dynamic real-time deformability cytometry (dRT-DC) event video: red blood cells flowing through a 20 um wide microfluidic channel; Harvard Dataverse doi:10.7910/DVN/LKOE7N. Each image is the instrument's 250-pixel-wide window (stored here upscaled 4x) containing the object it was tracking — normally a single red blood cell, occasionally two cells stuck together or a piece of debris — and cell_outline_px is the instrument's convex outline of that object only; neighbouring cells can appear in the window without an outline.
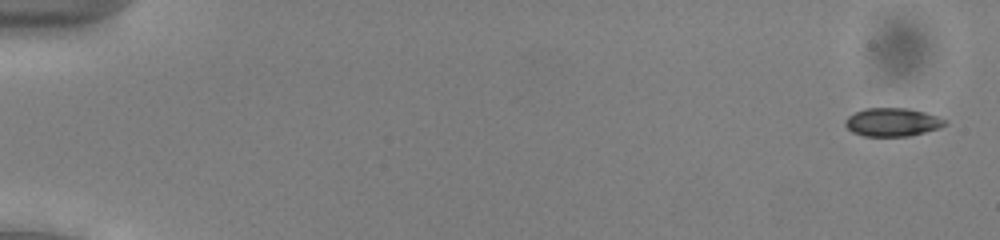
{"species": "common noctule bat (a hibernating species)", "species_latin": "Nyctalus noctula", "temperature_condition": "cold", "stored_images_in_passage": 53, "camera_frame_rate_fps": 3000, "um_per_image_px": 0.085, "animal": {"sex": "male", "body_mass_g": 13.0, "forearm_length_mm": 53.1}, "frame": {"image": 1, "passage_image": 2, "time_ms": 0.333, "image_size_px": [1000, 240], "cell_outline_px": [[948, 124], [940, 128], [908, 136], [864, 136], [852, 132], [844, 124], [844, 120], [848, 116], [864, 108], [908, 108], [924, 112], [948, 120]], "centroid_in_image_um": [75.86, 10.38], "position_along_channel_um": 9.1, "area_um2": 16.53}}
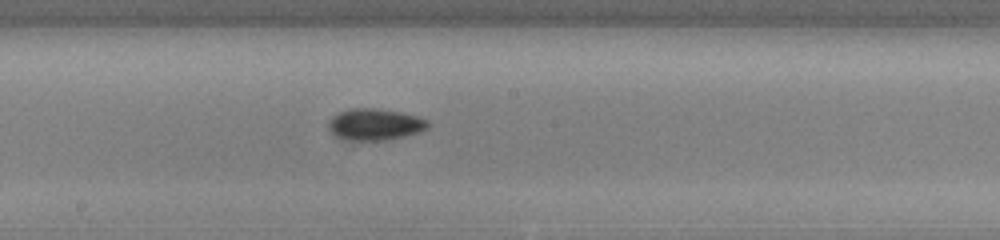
{"frame": {"image": 2, "passage_image": 30, "time_ms": 9.667, "image_size_px": [1000, 240], "cell_outline_px": [[432, 124], [428, 128], [420, 132], [388, 140], [344, 140], [336, 136], [328, 128], [328, 124], [332, 116], [340, 112], [352, 108], [372, 108], [400, 112], [416, 116], [428, 120]], "centroid_in_image_um": [31.89, 10.58], "position_along_channel_um": 216.3, "area_um2": 18.32}}
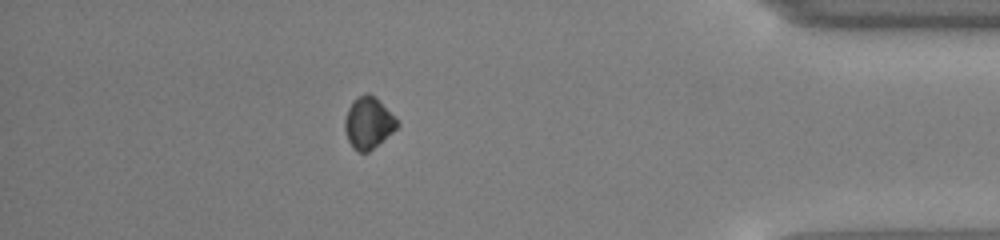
{"frame": {"image": 3, "passage_image": 47, "time_ms": 15.333, "image_size_px": [1000, 240], "cell_outline_px": [[400, 124], [392, 132], [368, 152], [360, 152], [352, 148], [348, 140], [344, 128], [344, 120], [348, 108], [352, 100], [364, 92], [368, 92], [376, 96], [396, 116]], "centroid_in_image_um": [31.31, 10.39], "position_along_channel_um": 403.9, "area_um2": 16.01}}